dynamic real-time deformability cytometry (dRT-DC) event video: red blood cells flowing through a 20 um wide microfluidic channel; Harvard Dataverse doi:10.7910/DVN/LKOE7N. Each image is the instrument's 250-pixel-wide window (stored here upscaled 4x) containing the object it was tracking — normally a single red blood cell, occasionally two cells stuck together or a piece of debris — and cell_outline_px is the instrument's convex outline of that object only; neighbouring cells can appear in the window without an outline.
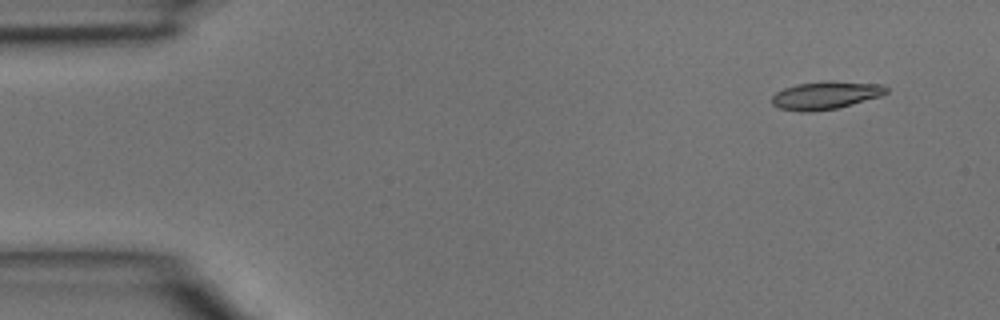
{"species": "common noctule bat (a hibernating species)", "species_latin": "Nyctalus noctula", "temperature_condition": "room temperature", "stored_images_in_passage": 4, "segment_of_instrument_passage": [1, 2], "camera_frame_rate_fps": 3000, "um_per_image_px": 0.085, "animal": {"sex": "male", "body_mass_g": 15.6}, "frame": {"image": 1, "passage_image": 1, "time_ms": 0.0, "image_size_px": [1000, 320], "cell_outline_px": [[888, 92], [880, 96], [852, 104], [836, 108], [812, 112], [804, 112], [780, 108], [772, 104], [772, 96], [776, 92], [784, 88], [796, 84], [884, 84], [888, 88]], "centroid_in_image_um": [70.13, 8.16], "position_along_channel_um": 14.9, "area_um2": 17.4}}